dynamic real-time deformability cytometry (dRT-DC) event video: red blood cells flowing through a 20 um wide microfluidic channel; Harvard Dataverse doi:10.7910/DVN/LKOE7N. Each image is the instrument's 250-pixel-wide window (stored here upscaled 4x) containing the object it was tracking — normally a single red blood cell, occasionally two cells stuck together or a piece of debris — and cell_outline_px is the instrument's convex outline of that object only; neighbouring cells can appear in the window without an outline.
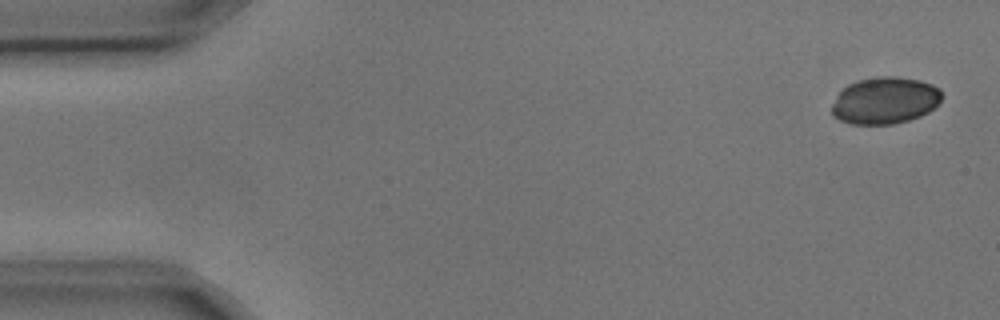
{"species": "common noctule bat (a hibernating species)", "species_latin": "Nyctalus noctula", "temperature_condition": "cold", "stored_images_in_passage": 2, "camera_frame_rate_fps": 3000, "um_per_image_px": 0.085, "animal": {"sex": "male", "body_mass_g": 17.9, "forearm_length_mm": 54.2}, "frame": {"image": 1, "passage_image": 1, "time_ms": 0.0, "image_size_px": [1000, 320], "cell_outline_px": [[944, 96], [928, 112], [920, 116], [908, 120], [892, 124], [852, 124], [840, 120], [832, 116], [832, 104], [840, 92], [848, 84], [860, 80], [876, 76], [896, 76], [920, 80], [932, 84], [940, 88]], "centroid_in_image_um": [75.24, 8.53], "position_along_channel_um": 9.8, "area_um2": 30.06}}